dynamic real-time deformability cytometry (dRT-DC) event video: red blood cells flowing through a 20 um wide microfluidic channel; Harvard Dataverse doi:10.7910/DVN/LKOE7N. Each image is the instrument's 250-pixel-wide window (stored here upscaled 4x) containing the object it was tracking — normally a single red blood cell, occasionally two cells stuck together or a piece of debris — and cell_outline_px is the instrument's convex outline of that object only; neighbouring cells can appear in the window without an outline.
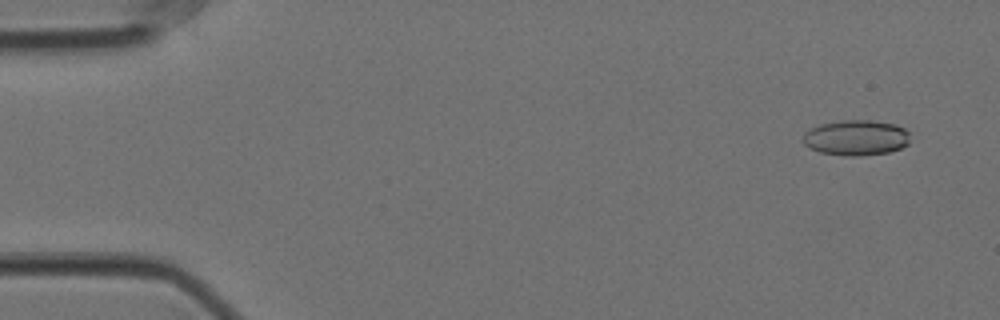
{"species": "Egyptian fruit bat (a non-hibernating species)", "species_latin": "Rousettus aegyptiacus", "temperature_condition": "cold", "stored_images_in_passage": 55, "camera_frame_rate_fps": 3000, "um_per_image_px": 0.085, "animal": {"sex": "female"}, "frame": {"image": 1, "passage_image": 1, "time_ms": 0.0, "image_size_px": [1000, 320], "cell_outline_px": [[908, 144], [900, 148], [888, 152], [856, 156], [844, 156], [820, 152], [804, 144], [804, 132], [820, 124], [840, 120], [872, 120], [896, 124], [904, 128], [908, 132]], "centroid_in_image_um": [72.77, 11.69], "position_along_channel_um": 12.2, "area_um2": 22.02}}
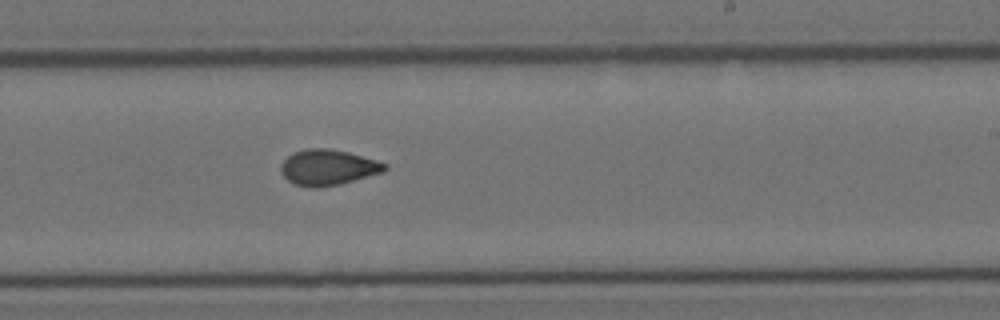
{"frame": {"image": 2, "passage_image": 32, "time_ms": 10.333, "image_size_px": [1000, 320], "cell_outline_px": [[388, 168], [384, 172], [340, 184], [316, 188], [312, 188], [296, 184], [288, 180], [280, 172], [280, 164], [292, 152], [304, 148], [328, 148], [348, 152], [376, 160], [388, 164]], "centroid_in_image_um": [27.87, 14.22], "position_along_channel_um": 261.1, "area_um2": 21.73}}
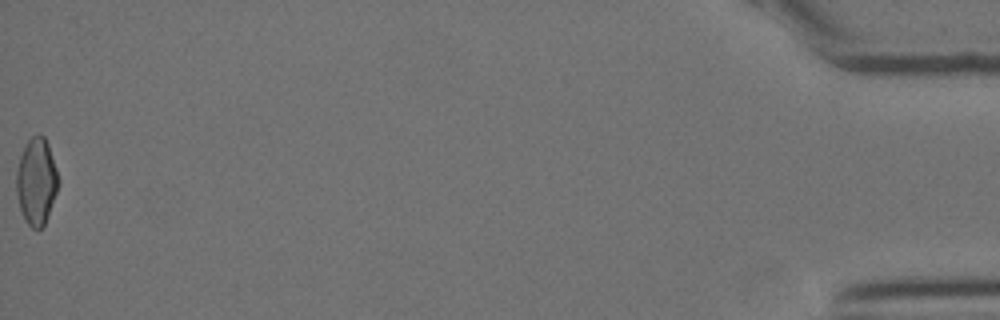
{"frame": {"image": 3, "passage_image": 55, "time_ms": 18.0, "image_size_px": [1000, 320], "cell_outline_px": [[60, 180], [56, 192], [44, 224], [40, 228], [32, 228], [24, 220], [20, 208], [16, 192], [16, 172], [20, 156], [28, 140], [32, 136], [40, 132], [44, 136], [48, 144]], "centroid_in_image_um": [3.09, 15.39], "position_along_channel_um": 432.1, "area_um2": 21.04}, "authors_computed_cell_mechanics": {"area_um2": 21.3282, "velocity_mm_per_s": 3.542, "shape_relaxation_time_tau1_ms": null, "shape_relaxation_time_tau2_ms": 1.893, "deformation_change_tau1": null, "deformation_change_tau2": 0.0594}}